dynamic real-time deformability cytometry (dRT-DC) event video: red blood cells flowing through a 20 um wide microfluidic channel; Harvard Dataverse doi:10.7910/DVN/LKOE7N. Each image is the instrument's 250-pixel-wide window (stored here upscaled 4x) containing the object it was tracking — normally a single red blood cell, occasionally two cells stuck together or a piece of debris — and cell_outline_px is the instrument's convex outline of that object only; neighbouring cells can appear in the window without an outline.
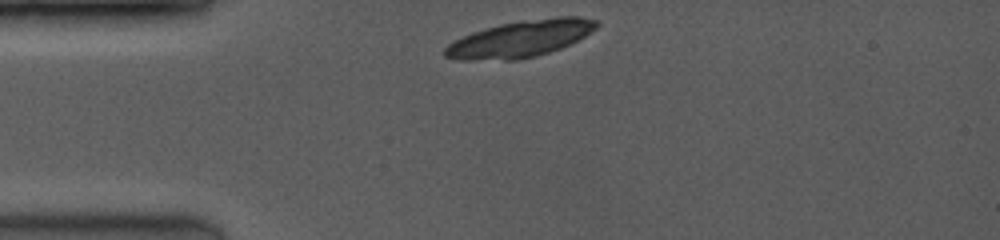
{"species": "common noctule bat (a hibernating species)", "species_latin": "Nyctalus noctula", "temperature_condition": "room temperature", "stored_images_in_passage": 2, "camera_frame_rate_fps": 3500, "um_per_image_px": 0.085, "animal": {"sex": "female", "body_mass_g": 19.0, "forearm_length_mm": 53.3}, "frame": {"image": 1, "passage_image": 1, "time_ms": 0.0, "image_size_px": [1000, 240], "cell_outline_px": [[600, 24], [596, 28], [584, 36], [560, 48], [536, 56], [520, 60], [460, 60], [444, 56], [444, 48], [448, 44], [472, 32], [500, 24], [524, 20], [556, 16], [580, 16], [596, 20]], "centroid_in_image_um": [44.24, 3.3], "position_along_channel_um": 40.8, "area_um2": 32.19}}